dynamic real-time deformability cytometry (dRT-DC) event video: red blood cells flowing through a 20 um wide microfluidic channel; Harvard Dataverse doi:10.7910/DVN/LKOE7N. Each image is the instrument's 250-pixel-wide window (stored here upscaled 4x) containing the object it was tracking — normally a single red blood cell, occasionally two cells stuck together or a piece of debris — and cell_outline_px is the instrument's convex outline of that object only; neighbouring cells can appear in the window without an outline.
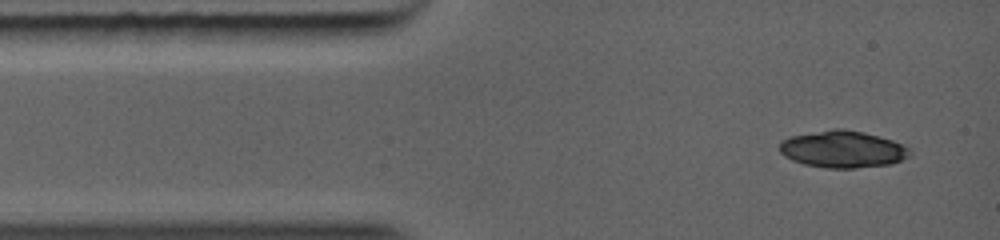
{"species": "common noctule bat (a hibernating species)", "species_latin": "Nyctalus noctula", "temperature_condition": "warm", "stored_images_in_passage": 2, "camera_frame_rate_fps": 5000, "um_per_image_px": 0.085, "animal": {"sex": "female", "body_mass_g": 19.0, "forearm_length_mm": 56.7}, "frame": {"image": 1, "passage_image": 1, "time_ms": 0.0, "image_size_px": [1000, 240], "cell_outline_px": [[912, 156], [892, 164], [856, 168], [824, 168], [804, 164], [792, 160], [784, 156], [780, 152], [780, 140], [788, 136], [832, 128], [844, 128], [864, 132], [892, 140], [908, 148], [912, 152]], "centroid_in_image_um": [71.61, 12.68], "position_along_channel_um": 13.4, "area_um2": 28.44}}